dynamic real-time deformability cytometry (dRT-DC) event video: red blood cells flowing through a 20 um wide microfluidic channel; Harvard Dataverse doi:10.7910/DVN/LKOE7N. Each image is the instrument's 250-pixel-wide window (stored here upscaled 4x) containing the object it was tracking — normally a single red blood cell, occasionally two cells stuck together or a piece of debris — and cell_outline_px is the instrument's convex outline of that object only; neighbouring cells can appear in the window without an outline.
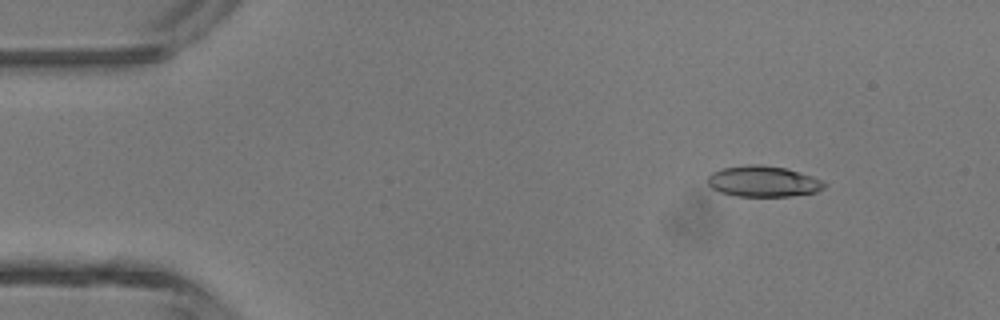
{"species": "common noctule bat (a hibernating species)", "species_latin": "Nyctalus noctula", "temperature_condition": "room temperature", "stored_images_in_passage": 4, "camera_frame_rate_fps": 3000, "um_per_image_px": 0.085, "animal": {"sex": "male", "body_mass_g": 13.3}, "frame": {"image": 1, "passage_image": 2, "time_ms": 0.333, "image_size_px": [1000, 320], "cell_outline_px": [[828, 184], [824, 188], [816, 192], [792, 196], [736, 196], [720, 192], [712, 188], [708, 184], [708, 176], [712, 172], [724, 168], [748, 164], [760, 164], [784, 168], [812, 176]], "centroid_in_image_um": [64.87, 15.42], "position_along_channel_um": 20.1, "area_um2": 20.92}}